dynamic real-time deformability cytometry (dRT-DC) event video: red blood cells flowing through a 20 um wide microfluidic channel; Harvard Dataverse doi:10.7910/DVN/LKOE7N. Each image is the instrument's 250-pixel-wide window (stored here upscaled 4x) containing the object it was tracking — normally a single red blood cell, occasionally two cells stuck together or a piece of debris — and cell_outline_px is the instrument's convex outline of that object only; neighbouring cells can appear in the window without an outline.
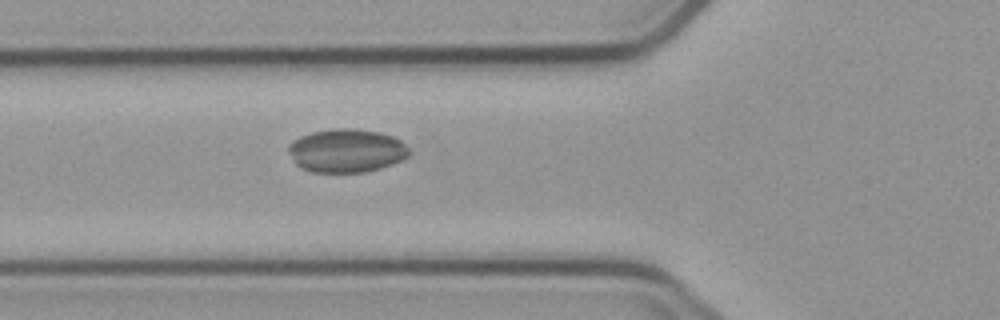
{"species": "common noctule bat (a hibernating species)", "species_latin": "Nyctalus noctula", "temperature_condition": "cold", "stored_images_in_passage": 6, "camera_frame_rate_fps": 3000, "um_per_image_px": 0.085, "animal": {"sex": "male", "body_mass_g": 23.1, "forearm_length_mm": 52.7}, "frame": {"image": 1, "passage_image": 6, "time_ms": 7.0, "image_size_px": [1000, 320], "cell_outline_px": [[408, 156], [392, 164], [380, 168], [364, 172], [312, 172], [300, 168], [292, 160], [288, 152], [288, 144], [292, 140], [300, 136], [312, 132], [336, 128], [352, 128], [380, 132], [392, 136], [400, 140], [408, 148]], "centroid_in_image_um": [29.4, 12.8], "position_along_channel_um": 96.4, "area_um2": 30.63}}